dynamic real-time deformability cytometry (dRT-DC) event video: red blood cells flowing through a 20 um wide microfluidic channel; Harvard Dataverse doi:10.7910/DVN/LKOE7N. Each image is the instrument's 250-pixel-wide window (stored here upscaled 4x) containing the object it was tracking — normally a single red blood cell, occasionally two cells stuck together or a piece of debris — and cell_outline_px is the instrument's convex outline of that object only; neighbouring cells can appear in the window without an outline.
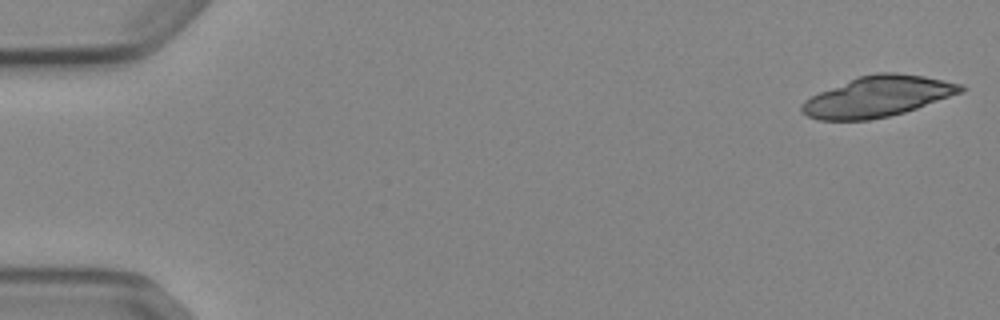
{"species": "Egyptian fruit bat (a non-hibernating species)", "species_latin": "Rousettus aegyptiacus", "temperature_condition": "cold", "stored_images_in_passage": 35, "camera_frame_rate_fps": 3000, "um_per_image_px": 0.085, "animal": {"sex": "female"}, "frame": {"image": 1, "passage_image": 1, "time_ms": 0.0, "image_size_px": [1000, 320], "cell_outline_px": [[968, 88], [960, 92], [916, 108], [904, 112], [888, 116], [868, 120], [816, 120], [800, 112], [800, 104], [804, 100], [820, 92], [860, 76], [876, 72], [896, 72], [924, 76], [964, 84]], "centroid_in_image_um": [74.59, 8.2], "position_along_channel_um": 10.4, "area_um2": 37.4}}
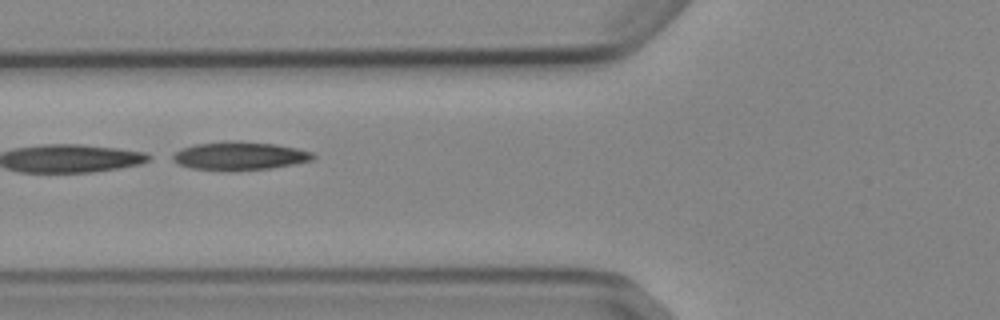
{"frame": {"image": 2, "passage_image": 20, "time_ms": 6.333, "image_size_px": [1000, 320], "cell_outline_px": [[316, 156], [312, 160], [272, 168], [232, 172], [224, 172], [188, 168], [172, 160], [168, 156], [180, 148], [196, 144], [224, 140], [232, 140], [276, 144], [296, 148], [312, 152]], "centroid_in_image_um": [20.28, 13.26], "position_along_channel_um": 105.5, "area_um2": 23.87}}